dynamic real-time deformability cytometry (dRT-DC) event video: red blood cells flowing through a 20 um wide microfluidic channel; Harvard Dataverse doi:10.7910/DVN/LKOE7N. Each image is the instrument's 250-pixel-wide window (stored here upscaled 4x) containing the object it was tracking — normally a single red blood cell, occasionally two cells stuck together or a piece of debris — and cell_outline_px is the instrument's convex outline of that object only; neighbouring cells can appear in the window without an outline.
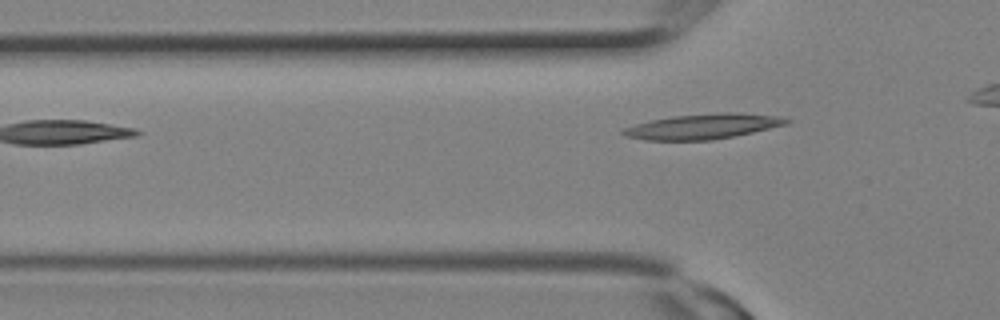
{"species": "Egyptian fruit bat (a non-hibernating species)", "species_latin": "Rousettus aegyptiacus", "temperature_condition": "room temperature", "stored_images_in_passage": 4, "camera_frame_rate_fps": 3000, "um_per_image_px": 0.085, "animal": {"sex": "female"}, "frame": {"image": 1, "passage_image": 4, "time_ms": 1.0, "image_size_px": [1000, 320], "cell_outline_px": [[792, 120], [788, 124], [752, 132], [712, 140], [644, 140], [624, 136], [620, 132], [624, 128], [636, 124], [652, 120], [672, 116], [716, 112], [732, 112], [780, 116]], "centroid_in_image_um": [59.75, 10.74], "position_along_channel_um": 66.1, "area_um2": 23.93}}